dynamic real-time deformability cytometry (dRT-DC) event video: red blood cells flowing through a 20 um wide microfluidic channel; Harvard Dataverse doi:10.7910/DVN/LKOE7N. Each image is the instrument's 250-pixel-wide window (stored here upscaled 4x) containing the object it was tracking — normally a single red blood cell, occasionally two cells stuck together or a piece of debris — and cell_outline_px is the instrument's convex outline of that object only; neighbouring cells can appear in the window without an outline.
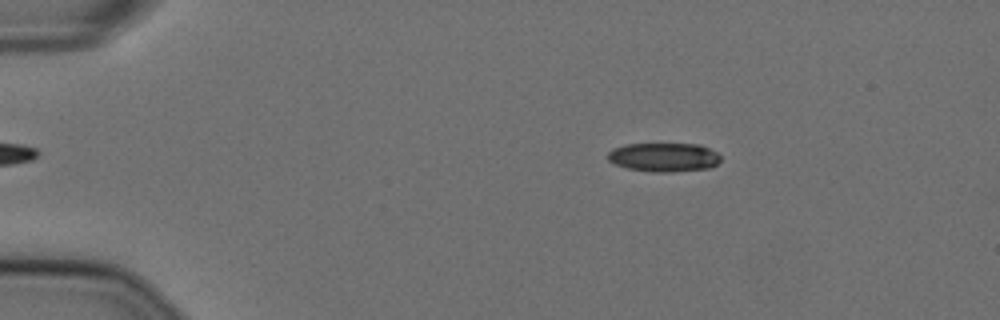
{"species": "Egyptian fruit bat (a non-hibernating species)", "species_latin": "Rousettus aegyptiacus", "temperature_condition": "cold", "stored_images_in_passage": 16, "camera_frame_rate_fps": 3000, "um_per_image_px": 0.085, "animal": {"sex": "female"}, "frame": {"image": 1, "passage_image": 10, "time_ms": 3.0, "image_size_px": [1000, 320], "cell_outline_px": [[720, 160], [712, 168], [672, 172], [652, 172], [628, 168], [616, 164], [608, 160], [608, 152], [612, 148], [624, 144], [700, 144], [716, 152], [720, 156]], "centroid_in_image_um": [56.43, 13.36], "position_along_channel_um": 28.6, "area_um2": 19.07}}